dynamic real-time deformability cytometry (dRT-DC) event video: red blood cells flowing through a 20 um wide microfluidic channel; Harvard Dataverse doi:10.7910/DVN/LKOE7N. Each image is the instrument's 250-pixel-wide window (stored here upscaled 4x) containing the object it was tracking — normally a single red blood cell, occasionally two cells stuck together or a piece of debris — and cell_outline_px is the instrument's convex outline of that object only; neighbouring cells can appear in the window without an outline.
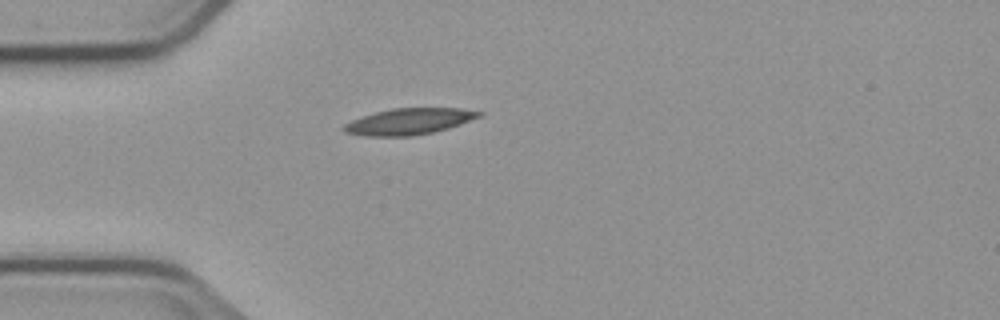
{"species": "common noctule bat (a hibernating species)", "species_latin": "Nyctalus noctula", "temperature_condition": "cold", "stored_images_in_passage": 1, "camera_frame_rate_fps": 3000, "um_per_image_px": 0.085, "animal": {"sex": "male", "body_mass_g": 23.1, "forearm_length_mm": 52.7}, "frame": {"image": 1, "passage_image": 1, "time_ms": 0.0, "image_size_px": [1000, 320], "cell_outline_px": [[484, 112], [480, 116], [460, 124], [448, 128], [432, 132], [412, 136], [368, 136], [344, 132], [340, 128], [344, 124], [352, 120], [376, 112], [392, 108], [460, 108]], "centroid_in_image_um": [34.75, 10.32], "position_along_channel_um": 50.3, "area_um2": 20.52}}